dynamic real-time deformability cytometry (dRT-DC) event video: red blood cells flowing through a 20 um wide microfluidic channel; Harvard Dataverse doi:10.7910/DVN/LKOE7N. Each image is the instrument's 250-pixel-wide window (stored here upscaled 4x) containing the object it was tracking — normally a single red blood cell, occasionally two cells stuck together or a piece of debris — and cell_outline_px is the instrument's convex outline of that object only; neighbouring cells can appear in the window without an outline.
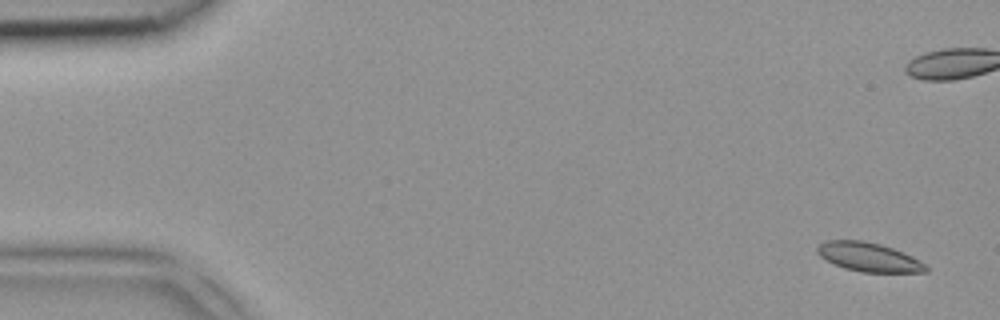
{"species": "common noctule bat (a hibernating species)", "species_latin": "Nyctalus noctula", "temperature_condition": "room temperature", "stored_images_in_passage": 6, "camera_frame_rate_fps": 3000, "um_per_image_px": 0.085, "animal": {"sex": "female", "body_mass_g": 18.4}, "frame": {"image": 1, "passage_image": 1, "time_ms": 0.0, "image_size_px": [1000, 320], "cell_outline_px": [[928, 272], [860, 272], [844, 268], [820, 256], [816, 252], [816, 248], [820, 244], [828, 240], [860, 240], [880, 244], [892, 248], [912, 256], [920, 260], [928, 268]], "centroid_in_image_um": [73.85, 21.85], "position_along_channel_um": 11.2, "area_um2": 18.15}}